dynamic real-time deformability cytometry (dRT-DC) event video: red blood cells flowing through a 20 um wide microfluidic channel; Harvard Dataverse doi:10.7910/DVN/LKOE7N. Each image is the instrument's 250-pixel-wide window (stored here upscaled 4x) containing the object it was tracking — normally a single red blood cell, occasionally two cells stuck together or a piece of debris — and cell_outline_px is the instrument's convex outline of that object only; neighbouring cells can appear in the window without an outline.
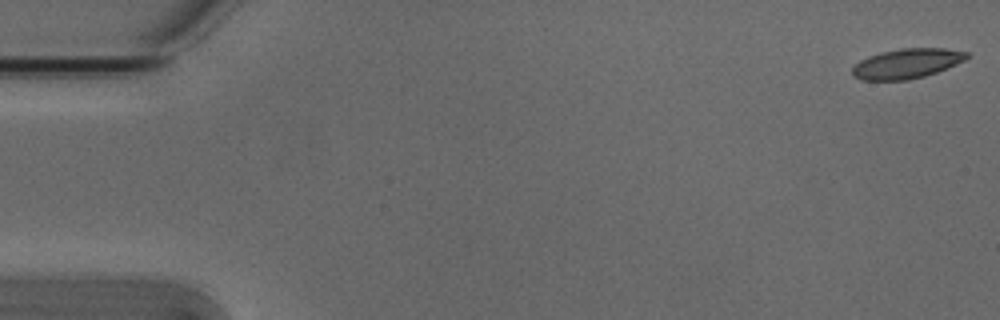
{"species": "Egyptian fruit bat (a non-hibernating species)", "species_latin": "Rousettus aegyptiacus", "temperature_condition": "cold", "stored_images_in_passage": 6, "camera_frame_rate_fps": 3000, "um_per_image_px": 0.085, "animal": {"sex": "male"}, "frame": {"image": 1, "passage_image": 1, "time_ms": 0.0, "image_size_px": [1000, 320], "cell_outline_px": [[968, 56], [964, 60], [956, 64], [936, 72], [924, 76], [908, 80], [864, 80], [852, 76], [852, 68], [860, 60], [868, 56], [880, 52], [900, 48], [944, 48], [968, 52]], "centroid_in_image_um": [77.05, 5.4], "position_along_channel_um": 8.0, "area_um2": 19.83}}